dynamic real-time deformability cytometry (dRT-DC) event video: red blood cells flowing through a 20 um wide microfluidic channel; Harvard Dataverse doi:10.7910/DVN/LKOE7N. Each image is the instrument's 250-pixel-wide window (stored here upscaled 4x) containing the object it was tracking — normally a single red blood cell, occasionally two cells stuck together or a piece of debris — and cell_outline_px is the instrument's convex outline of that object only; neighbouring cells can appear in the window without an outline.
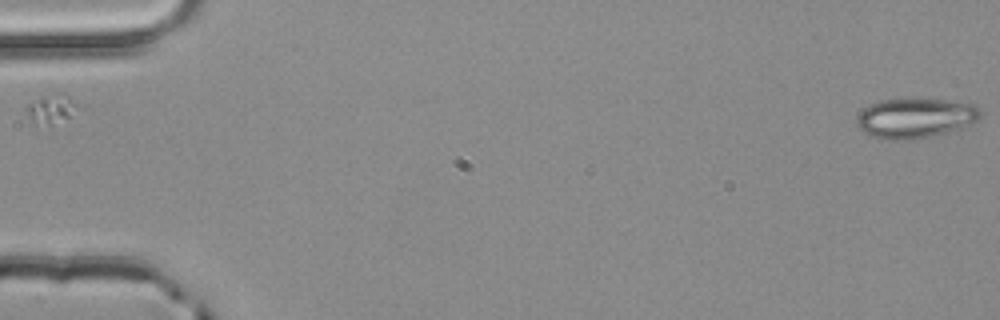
{"species": "common noctule bat (a hibernating species)", "species_latin": "Nyctalus noctula", "temperature_condition": "room temperature", "stored_images_in_passage": 4, "camera_frame_rate_fps": 3000, "um_per_image_px": 0.085, "animal": {"sex": "male", "body_mass_g": 20.4}, "frame": {"image": 1, "passage_image": 1, "time_ms": 0.0, "image_size_px": [1000, 320], "cell_outline_px": [[980, 120], [972, 124], [960, 128], [928, 136], [904, 140], [888, 140], [872, 136], [864, 132], [856, 124], [856, 116], [864, 108], [872, 104], [884, 100], [948, 100], [976, 104], [980, 108]], "centroid_in_image_um": [77.82, 10.04], "position_along_channel_um": 7.2, "area_um2": 28.32}}
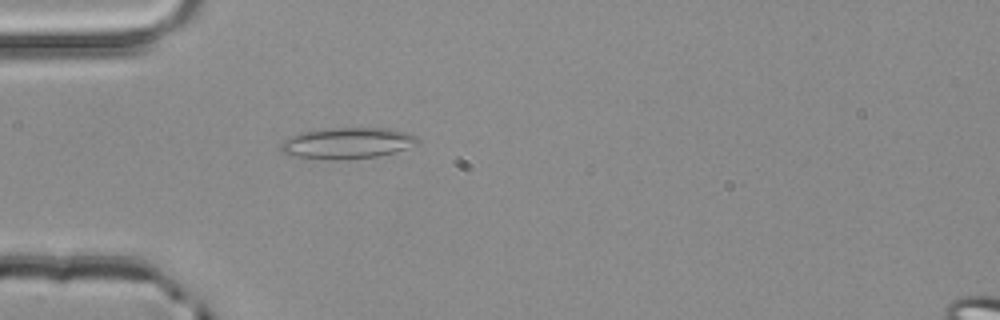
{"frame": {"image": 2, "passage_image": 4, "time_ms": 1.0, "image_size_px": [1000, 320], "cell_outline_px": [[420, 144], [396, 152], [376, 156], [344, 160], [332, 160], [288, 156], [280, 152], [280, 144], [284, 140], [300, 132], [328, 128], [392, 128], [408, 132], [416, 136], [420, 140]], "centroid_in_image_um": [29.53, 12.17], "position_along_channel_um": 55.5, "area_um2": 25.37}}